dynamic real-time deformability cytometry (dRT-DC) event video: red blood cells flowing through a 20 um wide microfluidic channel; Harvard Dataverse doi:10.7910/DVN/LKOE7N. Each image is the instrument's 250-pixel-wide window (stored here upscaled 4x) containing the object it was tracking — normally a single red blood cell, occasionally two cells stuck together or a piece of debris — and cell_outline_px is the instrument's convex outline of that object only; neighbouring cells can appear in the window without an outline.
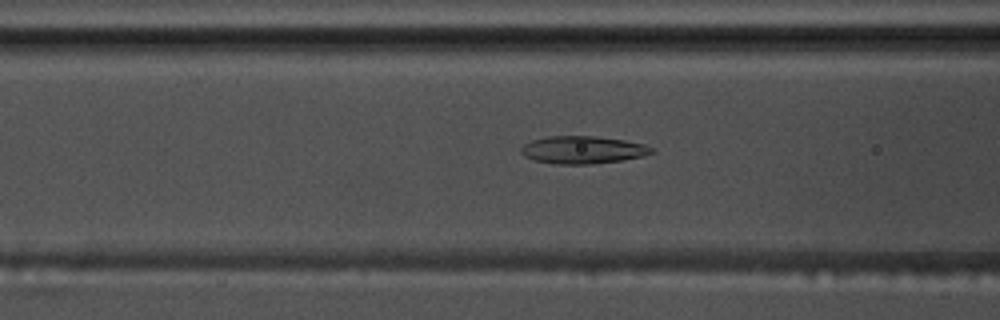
{"species": "common noctule bat (a hibernating species)", "species_latin": "Nyctalus noctula", "temperature_condition": "warm", "stored_images_in_passage": 55, "camera_frame_rate_fps": 3000, "um_per_image_px": 0.085, "animal": {"sex": "male", "body_mass_g": 17.5, "forearm_length_mm": 52.3}, "frame": {"image": 1, "passage_image": 22, "time_ms": 7.0, "image_size_px": [1000, 320], "cell_outline_px": [[656, 152], [644, 156], [620, 160], [592, 164], [556, 164], [536, 160], [524, 156], [520, 152], [520, 148], [524, 144], [532, 140], [548, 136], [596, 136], [624, 140], [644, 144], [652, 148]], "centroid_in_image_um": [49.54, 12.73], "position_along_channel_um": 117.1, "area_um2": 20.98}}
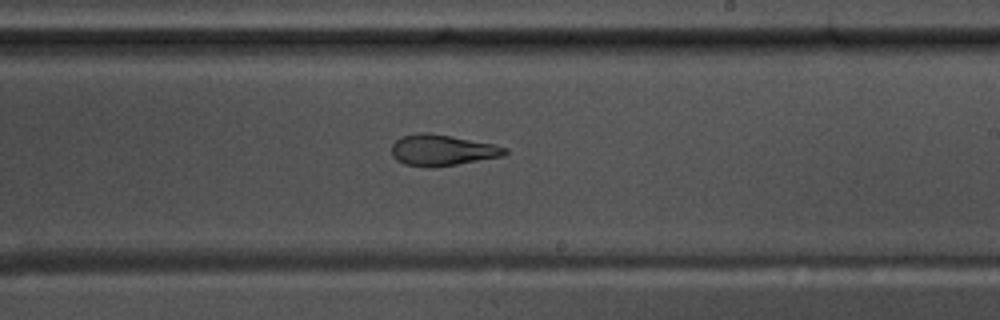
{"frame": {"image": 2, "passage_image": 33, "time_ms": 10.667, "image_size_px": [1000, 320], "cell_outline_px": [[508, 152], [504, 156], [456, 164], [404, 164], [396, 160], [392, 156], [392, 144], [400, 136], [420, 132], [428, 132], [492, 144], [508, 148]], "centroid_in_image_um": [37.58, 12.72], "position_along_channel_um": 251.4, "area_um2": 19.71}}
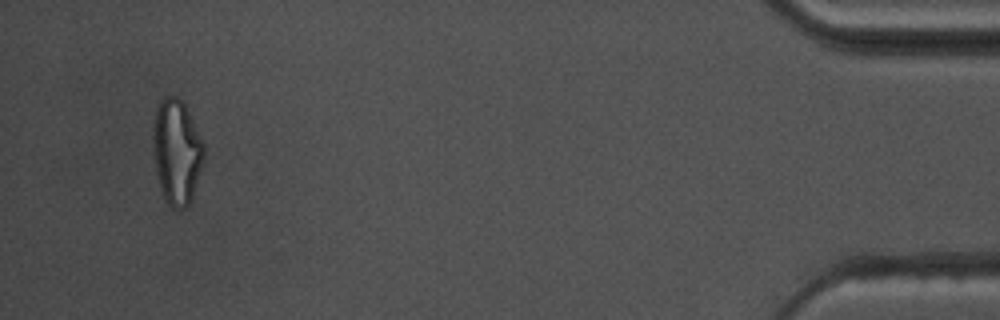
{"frame": {"image": 3, "passage_image": 53, "time_ms": 17.333, "image_size_px": [1000, 320], "cell_outline_px": [[204, 156], [192, 200], [184, 208], [172, 208], [164, 200], [160, 188], [152, 148], [152, 124], [156, 108], [160, 100], [164, 96], [176, 96], [184, 104], [204, 144]], "centroid_in_image_um": [14.99, 12.89], "position_along_channel_um": 420.2, "area_um2": 31.15}, "authors_computed_cell_mechanics": {"area_um2": 22.1374, "velocity_mm_per_s": 3.6753, "shape_relaxation_time_tau1_ms": null, "shape_relaxation_time_tau2_ms": 2.3966, "deformation_change_tau1": null, "deformation_change_tau2": 0.1086}}